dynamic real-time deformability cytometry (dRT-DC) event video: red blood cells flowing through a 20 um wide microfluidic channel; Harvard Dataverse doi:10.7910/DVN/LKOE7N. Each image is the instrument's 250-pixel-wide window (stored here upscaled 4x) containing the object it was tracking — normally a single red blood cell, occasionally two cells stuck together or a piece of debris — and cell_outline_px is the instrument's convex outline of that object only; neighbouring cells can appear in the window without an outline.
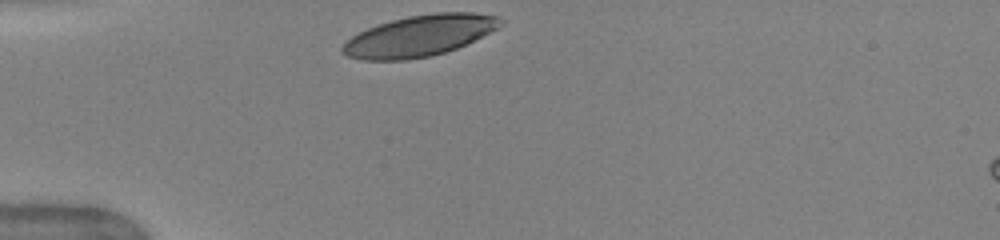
{"species": "human", "species_latin": "Homo sapiens", "temperature_condition": "warm", "stored_images_in_passage": 29, "camera_frame_rate_fps": 3000, "um_per_image_px": 0.085, "donor": {"sex": "female"}, "frame": {"image": 1, "passage_image": 1, "time_ms": 0.0, "image_size_px": [1000, 240], "cell_outline_px": [[504, 20], [496, 28], [456, 48], [444, 52], [428, 56], [404, 60], [364, 60], [348, 56], [340, 52], [340, 48], [352, 36], [368, 28], [392, 20], [408, 16], [436, 12], [472, 12], [496, 16]], "centroid_in_image_um": [35.61, 3.04], "position_along_channel_um": 49.4, "area_um2": 37.17}, "authors_computed_cell_mechanics": {"area_um2": 39.9398, "velocity_mm_per_s": 3.9763, "shape_relaxation_time_tau1_ms": 1.2815, "shape_relaxation_time_tau2_ms": null, "deformation_change_tau1": 0.1311, "deformation_change_tau2": null}}